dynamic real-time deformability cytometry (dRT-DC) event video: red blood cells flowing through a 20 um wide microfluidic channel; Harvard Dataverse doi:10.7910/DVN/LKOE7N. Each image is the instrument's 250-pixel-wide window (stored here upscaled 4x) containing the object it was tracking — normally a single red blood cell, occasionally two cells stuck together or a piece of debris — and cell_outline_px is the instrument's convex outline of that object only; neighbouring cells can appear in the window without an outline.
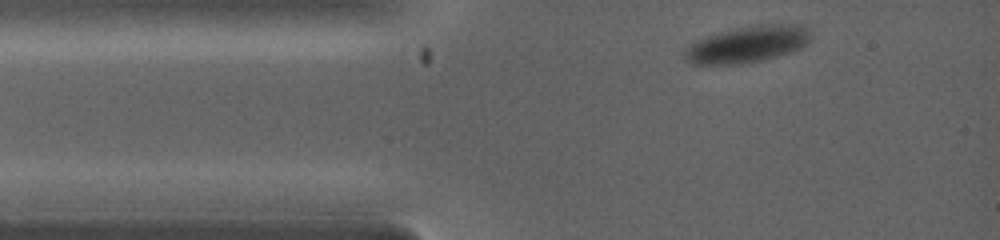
{"species": "common noctule bat (a hibernating species)", "species_latin": "Nyctalus noctula", "temperature_condition": "warm", "stored_images_in_passage": 9, "camera_frame_rate_fps": 5000, "um_per_image_px": 0.085, "animal": {"sex": "female", "body_mass_g": 19.0, "forearm_length_mm": 53.3}, "frame": {"image": 1, "passage_image": 1, "time_ms": 0.0, "image_size_px": [1000, 240], "cell_outline_px": [[812, 40], [808, 44], [800, 48], [764, 60], [736, 64], [692, 64], [684, 56], [684, 48], [696, 40], [720, 32], [736, 28], [756, 24], [804, 24], [812, 32]], "centroid_in_image_um": [63.6, 3.74], "position_along_channel_um": 21.4, "area_um2": 27.05}}
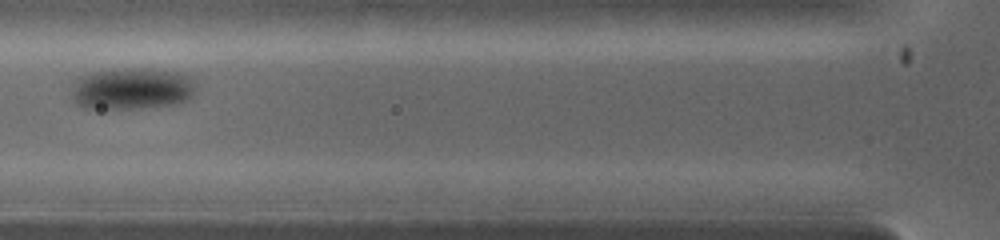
{"frame": {"image": 2, "passage_image": 6, "time_ms": 2.2, "image_size_px": [1000, 240], "cell_outline_px": [[196, 84], [192, 96], [188, 100], [176, 104], [132, 108], [88, 108], [80, 104], [76, 100], [76, 76], [92, 72], [116, 68], [152, 68], [180, 72], [196, 80]], "centroid_in_image_um": [11.32, 7.49], "position_along_channel_um": 114.5, "area_um2": 30.06}}
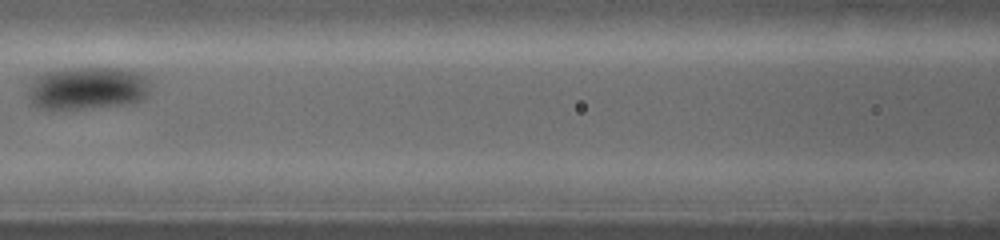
{"frame": {"image": 3, "passage_image": 8, "time_ms": 3.0, "image_size_px": [1000, 240], "cell_outline_px": [[152, 84], [144, 100], [128, 104], [84, 108], [44, 108], [36, 104], [32, 100], [28, 88], [32, 80], [36, 76], [44, 72], [64, 68], [120, 68], [136, 72], [144, 76]], "centroid_in_image_um": [7.49, 7.47], "position_along_channel_um": 159.1, "area_um2": 30.23}}